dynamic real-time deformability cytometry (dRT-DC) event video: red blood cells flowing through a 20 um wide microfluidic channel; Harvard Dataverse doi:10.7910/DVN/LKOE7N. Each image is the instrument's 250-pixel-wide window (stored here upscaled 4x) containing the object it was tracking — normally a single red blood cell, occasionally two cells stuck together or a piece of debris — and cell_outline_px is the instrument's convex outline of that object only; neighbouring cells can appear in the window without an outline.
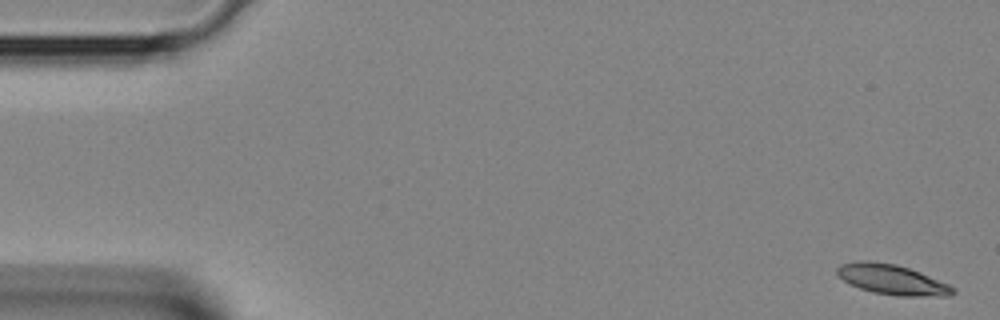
{"species": "Egyptian fruit bat (a non-hibernating species)", "species_latin": "Rousettus aegyptiacus", "temperature_condition": "room temperature", "stored_images_in_passage": 40, "camera_frame_rate_fps": 3000, "um_per_image_px": 0.085, "animal": {"sex": "female"}, "frame": {"image": 1, "passage_image": 1, "time_ms": 0.0, "image_size_px": [1000, 320], "cell_outline_px": [[956, 292], [948, 296], [896, 296], [872, 292], [860, 288], [844, 280], [836, 272], [836, 268], [840, 264], [856, 260], [864, 260], [896, 264], [920, 272], [948, 284], [956, 288]], "centroid_in_image_um": [75.83, 23.76], "position_along_channel_um": 9.2, "area_um2": 20.29}}
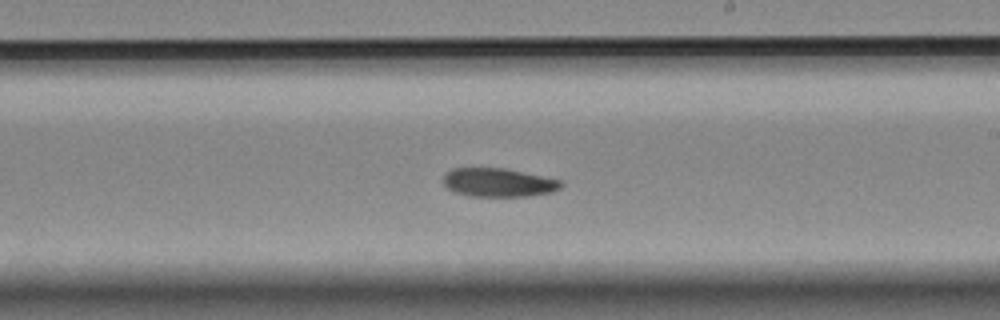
{"frame": {"image": 2, "passage_image": 23, "time_ms": 7.333, "image_size_px": [1000, 320], "cell_outline_px": [[564, 184], [560, 188], [552, 192], [524, 196], [468, 196], [452, 192], [444, 184], [444, 176], [452, 168], [504, 168], [560, 180]], "centroid_in_image_um": [42.34, 15.52], "position_along_channel_um": 246.7, "area_um2": 19.48}}
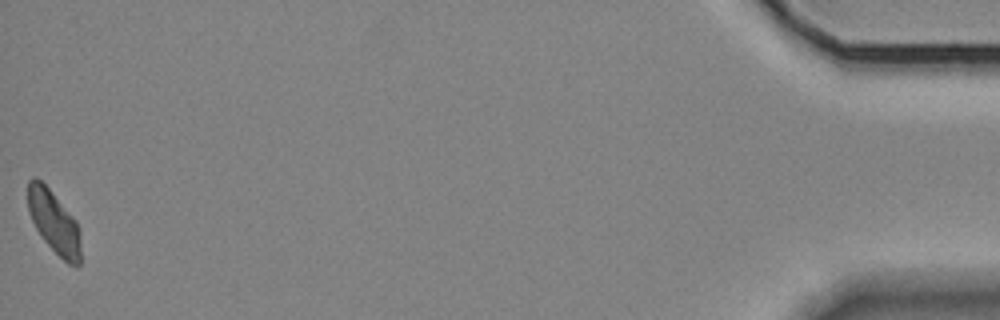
{"frame": {"image": 3, "passage_image": 40, "time_ms": 13.0, "image_size_px": [1000, 320], "cell_outline_px": [[80, 264], [76, 268], [68, 264], [44, 240], [36, 228], [28, 212], [28, 180], [32, 176], [36, 176], [48, 188], [76, 220], [80, 228]], "centroid_in_image_um": [4.6, 18.88], "position_along_channel_um": 430.6, "area_um2": 19.25}}